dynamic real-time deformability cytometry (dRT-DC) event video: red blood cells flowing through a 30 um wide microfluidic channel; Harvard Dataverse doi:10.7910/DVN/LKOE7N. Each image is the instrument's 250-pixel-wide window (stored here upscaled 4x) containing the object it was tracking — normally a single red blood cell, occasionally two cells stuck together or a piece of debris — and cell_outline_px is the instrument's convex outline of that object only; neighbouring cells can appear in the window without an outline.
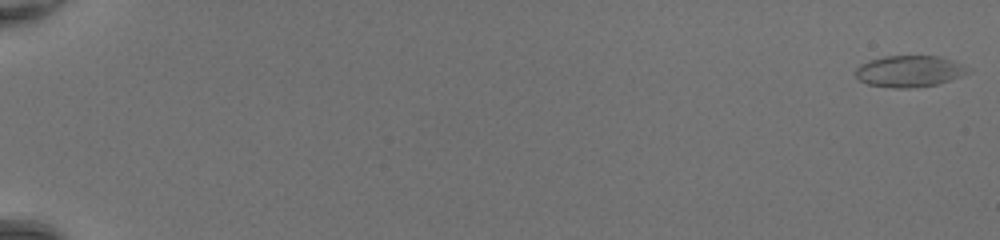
{"species": "common noctule bat (a hibernating species)", "species_latin": "Nyctalus noctula", "temperature_condition": "room temperature", "stored_images_in_passage": 14, "camera_frame_rate_fps": 3000, "um_per_image_px": 0.085, "animal": {"sex": "female", "body_mass_g": 20.0, "forearm_length_mm": 54.0}, "frame": {"image": 1, "passage_image": 1, "time_ms": 0.0, "image_size_px": [1000, 240], "cell_outline_px": [[972, 72], [936, 84], [912, 88], [892, 88], [868, 84], [860, 80], [856, 76], [856, 68], [860, 64], [868, 60], [884, 56], [936, 56], [952, 60], [972, 68]], "centroid_in_image_um": [77.31, 6.05], "position_along_channel_um": 7.7, "area_um2": 20.63}}